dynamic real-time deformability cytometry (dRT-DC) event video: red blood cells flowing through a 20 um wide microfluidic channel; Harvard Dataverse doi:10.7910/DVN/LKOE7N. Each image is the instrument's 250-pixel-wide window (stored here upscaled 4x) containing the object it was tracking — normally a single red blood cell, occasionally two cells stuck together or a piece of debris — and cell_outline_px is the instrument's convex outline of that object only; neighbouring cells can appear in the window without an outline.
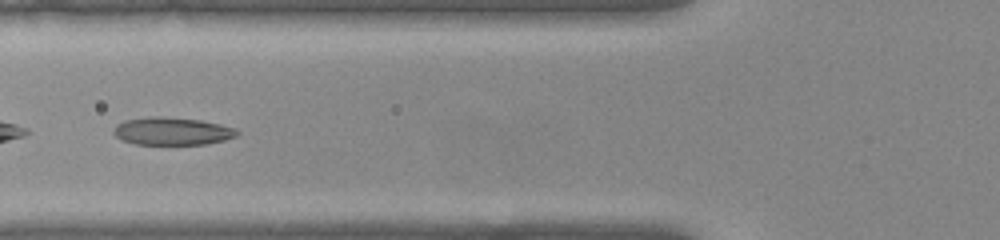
{"species": "common noctule bat (a hibernating species)", "species_latin": "Nyctalus noctula", "temperature_condition": "warm", "stored_images_in_passage": 49, "camera_frame_rate_fps": 3000, "um_per_image_px": 0.085, "animal": {"sex": "female", "body_mass_g": 22.0, "forearm_length_mm": 56.7}, "frame": {"image": 1, "passage_image": 18, "time_ms": 5.667, "image_size_px": [1000, 240], "cell_outline_px": [[240, 132], [236, 136], [224, 140], [208, 144], [136, 144], [124, 140], [116, 136], [112, 132], [116, 124], [124, 120], [152, 116], [160, 116], [200, 120], [220, 124], [236, 128]], "centroid_in_image_um": [14.64, 11.14], "position_along_channel_um": 111.2, "area_um2": 19.94}}
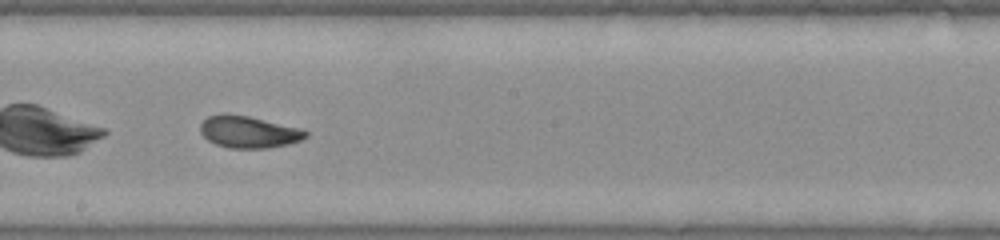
{"frame": {"image": 2, "passage_image": 27, "time_ms": 8.667, "image_size_px": [1000, 240], "cell_outline_px": [[308, 136], [300, 140], [288, 144], [268, 148], [228, 148], [216, 144], [208, 140], [200, 132], [200, 124], [208, 116], [224, 112], [248, 116], [300, 128], [308, 132]], "centroid_in_image_um": [21.11, 11.2], "position_along_channel_um": 227.1, "area_um2": 19.65}}
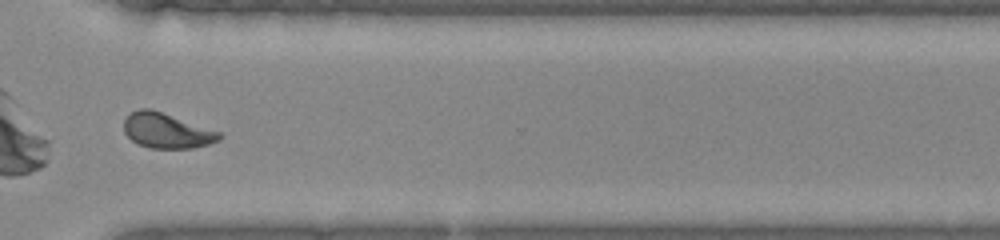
{"frame": {"image": 3, "passage_image": 37, "time_ms": 12.0, "image_size_px": [1000, 240], "cell_outline_px": [[224, 136], [220, 140], [208, 144], [192, 148], [148, 148], [136, 144], [124, 132], [124, 120], [132, 112], [140, 108], [152, 108], [220, 132]], "centroid_in_image_um": [14.16, 11.11], "position_along_channel_um": 356.4, "area_um2": 19.59}, "authors_computed_cell_mechanics": {"area_um2": 19.941, "velocity_mm_per_s": 3.8764, "shape_relaxation_time_tau1_ms": 5.7958, "shape_relaxation_time_tau2_ms": 1.4982, "deformation_change_tau1": 0.2012, "deformation_change_tau2": 0.0543}}